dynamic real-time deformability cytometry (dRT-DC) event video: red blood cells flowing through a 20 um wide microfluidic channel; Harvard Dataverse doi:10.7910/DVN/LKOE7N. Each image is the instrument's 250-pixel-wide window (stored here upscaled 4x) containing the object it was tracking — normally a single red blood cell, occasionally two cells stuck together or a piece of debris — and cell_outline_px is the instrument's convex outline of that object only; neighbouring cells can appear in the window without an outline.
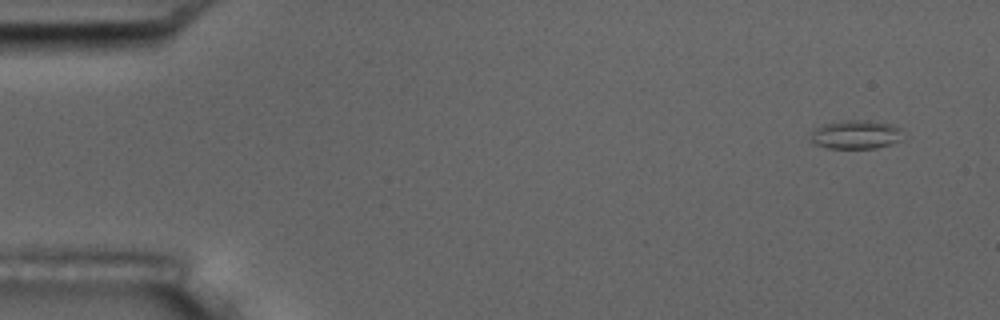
{"species": "common noctule bat (a hibernating species)", "species_latin": "Nyctalus noctula", "temperature_condition": "room temperature", "stored_images_in_passage": 4, "camera_frame_rate_fps": 3000, "um_per_image_px": 0.085, "animal": {"sex": "male", "body_mass_g": 17.5, "forearm_length_mm": 52.3}, "frame": {"image": 1, "passage_image": 1, "time_ms": 0.0, "image_size_px": [1000, 320], "cell_outline_px": [[900, 140], [892, 144], [876, 148], [828, 148], [816, 144], [808, 140], [812, 128], [824, 124], [844, 120], [864, 120], [892, 124], [900, 128]], "centroid_in_image_um": [72.68, 11.43], "position_along_channel_um": 12.3, "area_um2": 15.55}}
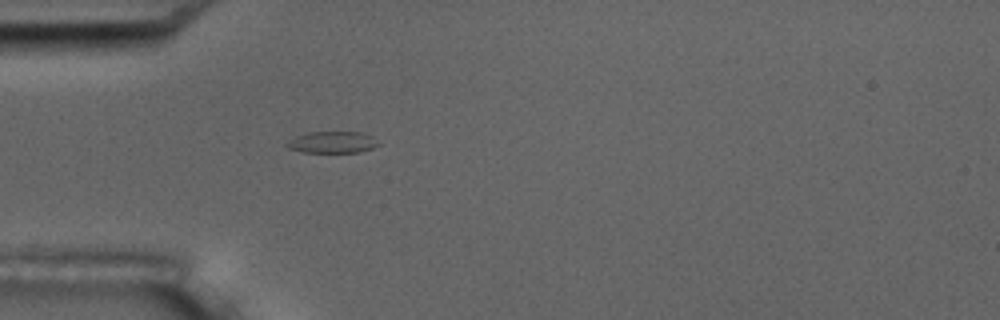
{"frame": {"image": 2, "passage_image": 4, "time_ms": 4.333, "image_size_px": [1000, 320], "cell_outline_px": [[380, 144], [372, 148], [360, 152], [304, 152], [288, 148], [284, 144], [288, 140], [296, 136], [308, 132], [360, 132], [372, 136]], "centroid_in_image_um": [28.23, 12.09], "position_along_channel_um": 56.8, "area_um2": 11.5}}